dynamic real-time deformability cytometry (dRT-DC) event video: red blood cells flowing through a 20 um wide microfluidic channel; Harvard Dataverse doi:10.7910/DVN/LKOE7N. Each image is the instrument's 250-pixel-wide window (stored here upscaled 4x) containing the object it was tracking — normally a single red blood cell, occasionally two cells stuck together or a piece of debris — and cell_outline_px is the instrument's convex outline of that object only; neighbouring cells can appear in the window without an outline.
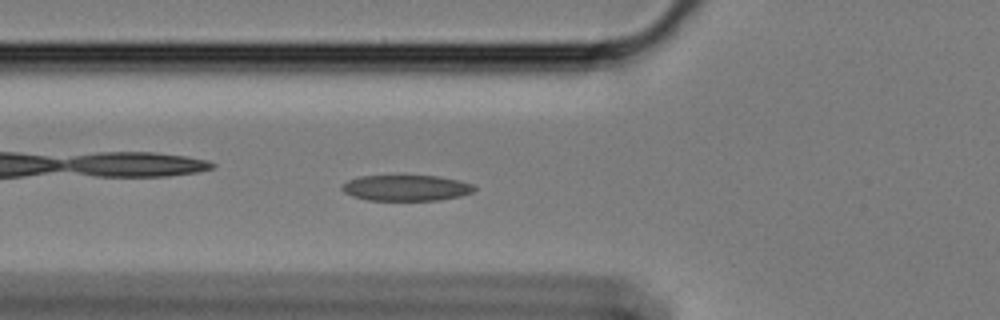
{"species": "Egyptian fruit bat (a non-hibernating species)", "species_latin": "Rousettus aegyptiacus", "temperature_condition": "cold", "stored_images_in_passage": 60, "camera_frame_rate_fps": 3000, "um_per_image_px": 0.085, "animal": {"sex": "female"}, "frame": {"image": 1, "passage_image": 21, "time_ms": 6.667, "image_size_px": [1000, 320], "cell_outline_px": [[476, 188], [472, 192], [460, 196], [440, 200], [368, 200], [352, 196], [344, 192], [340, 188], [348, 180], [360, 176], [436, 176], [460, 180], [472, 184]], "centroid_in_image_um": [34.52, 15.97], "position_along_channel_um": 91.3, "area_um2": 19.83}}
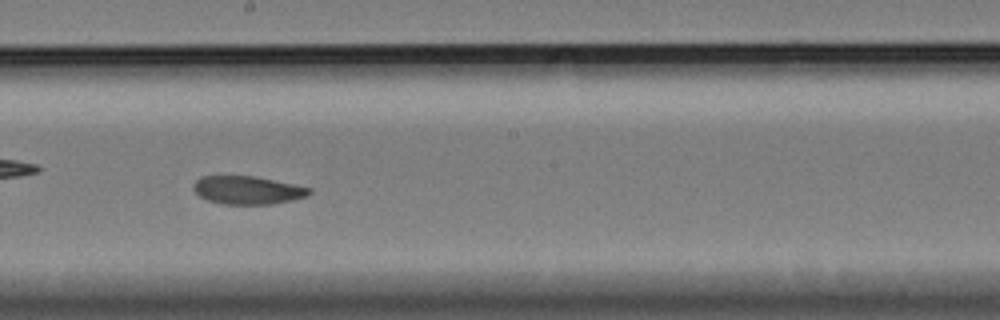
{"frame": {"image": 2, "passage_image": 33, "time_ms": 10.667, "image_size_px": [1000, 320], "cell_outline_px": [[312, 192], [308, 196], [292, 200], [272, 204], [224, 204], [208, 200], [200, 196], [192, 188], [196, 180], [200, 176], [256, 176], [312, 188]], "centroid_in_image_um": [21.07, 16.16], "position_along_channel_um": 227.1, "area_um2": 19.02}}
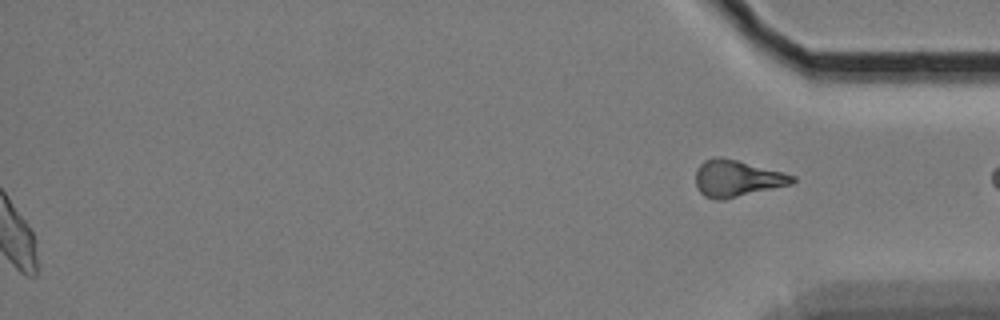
{"frame": {"image": 3, "passage_image": 60, "time_ms": 19.667, "image_size_px": [1000, 320], "cell_outline_px": [[796, 180], [792, 184], [724, 200], [716, 200], [704, 196], [696, 188], [696, 168], [704, 160], [712, 156], [724, 156], [784, 172], [796, 176]], "centroid_in_image_um": [62.63, 15.15], "position_along_channel_um": 372.6, "area_um2": 21.1}, "authors_computed_cell_mechanics": {"area_um2": 20.23, "velocity_mm_per_s": 3.3917, "shape_relaxation_time_tau1_ms": 7.1068, "shape_relaxation_time_tau2_ms": 2.4436, "deformation_change_tau1": 0.1471, "deformation_change_tau2": 0.0747}}